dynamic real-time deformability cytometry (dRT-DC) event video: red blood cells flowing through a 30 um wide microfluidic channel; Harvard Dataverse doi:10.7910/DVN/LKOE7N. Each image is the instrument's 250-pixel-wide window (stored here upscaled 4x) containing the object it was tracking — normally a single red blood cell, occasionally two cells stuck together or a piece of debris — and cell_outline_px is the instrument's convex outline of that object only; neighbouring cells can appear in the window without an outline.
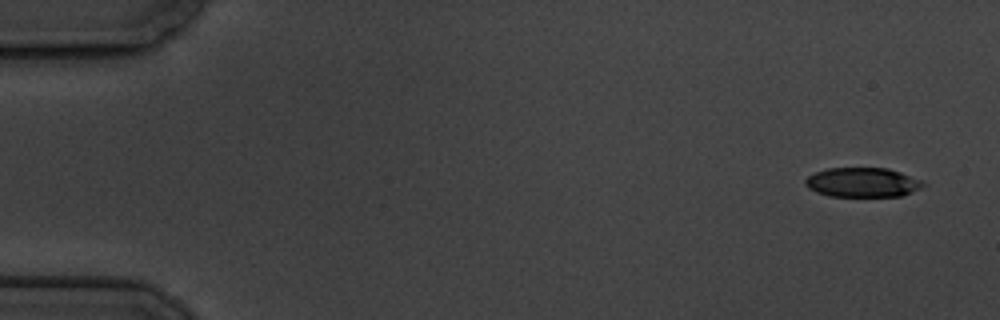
{"species": "common noctule bat (a hibernating species)", "species_latin": "Nyctalus noctula", "temperature_condition": "cold", "stored_images_in_passage": 8, "camera_frame_rate_fps": 3000, "um_per_image_px": 0.085, "animal": {"sex": "male", "body_mass_g": 19.5, "forearm_length_mm": 54.6}, "frame": {"image": 1, "passage_image": 1, "time_ms": 0.0, "image_size_px": [1000, 320], "cell_outline_px": [[928, 184], [912, 192], [900, 196], [828, 196], [816, 192], [808, 188], [804, 184], [804, 180], [808, 176], [816, 172], [828, 168], [888, 168], [924, 180]], "centroid_in_image_um": [73.33, 15.5], "position_along_channel_um": 11.7, "area_um2": 20.4}}
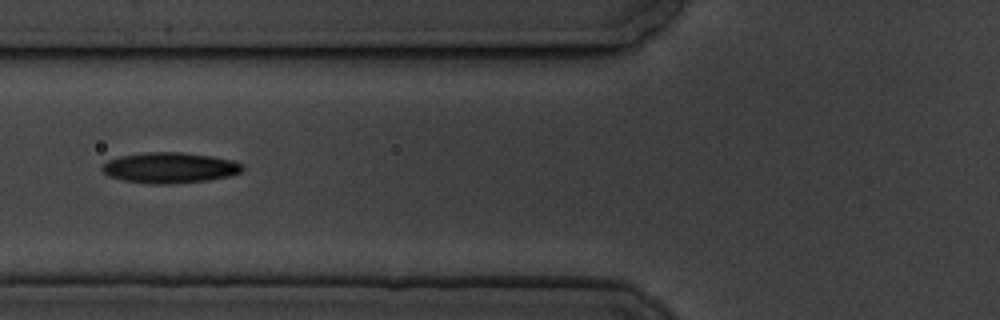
{"frame": {"image": 2, "passage_image": 7, "time_ms": 6.667, "image_size_px": [1000, 320], "cell_outline_px": [[244, 172], [232, 176], [208, 180], [172, 184], [148, 184], [124, 180], [108, 176], [100, 168], [108, 160], [120, 156], [144, 152], [184, 152], [212, 156], [232, 160], [244, 164]], "centroid_in_image_um": [14.48, 14.26], "position_along_channel_um": 111.3, "area_um2": 25.43}}
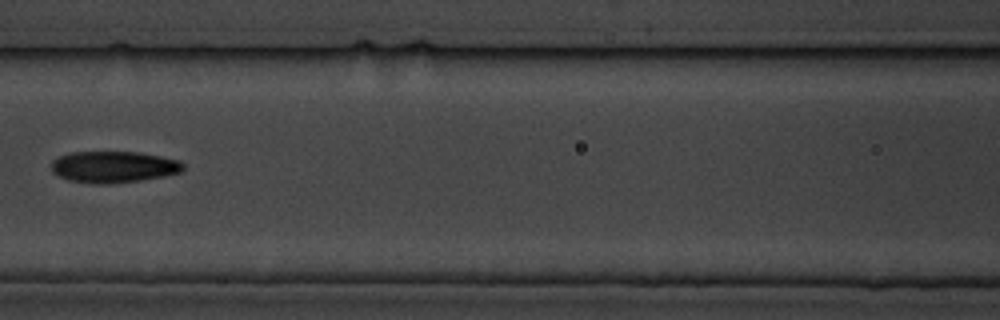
{"frame": {"image": 3, "passage_image": 8, "time_ms": 8.0, "image_size_px": [1000, 320], "cell_outline_px": [[184, 168], [180, 172], [164, 176], [108, 184], [96, 184], [68, 180], [52, 172], [52, 160], [60, 156], [72, 152], [136, 152], [160, 156], [180, 160], [184, 164]], "centroid_in_image_um": [9.65, 14.18], "position_along_channel_um": 157.0, "area_um2": 23.99}}